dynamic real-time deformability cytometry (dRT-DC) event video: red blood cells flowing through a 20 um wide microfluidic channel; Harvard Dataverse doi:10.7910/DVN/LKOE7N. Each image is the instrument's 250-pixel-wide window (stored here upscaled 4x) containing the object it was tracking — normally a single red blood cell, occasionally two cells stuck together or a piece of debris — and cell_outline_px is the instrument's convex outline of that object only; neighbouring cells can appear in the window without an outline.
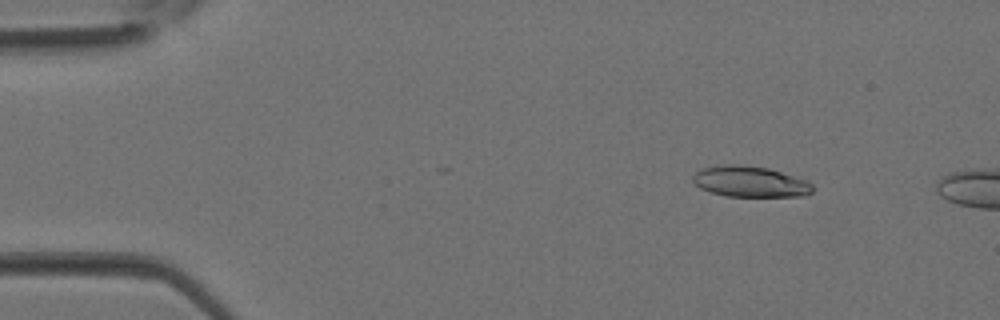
{"species": "Egyptian fruit bat (a non-hibernating species)", "species_latin": "Rousettus aegyptiacus", "temperature_condition": "room temperature", "stored_images_in_passage": 7, "camera_frame_rate_fps": 3000, "um_per_image_px": 0.085, "animal": {"sex": "female"}, "frame": {"image": 1, "passage_image": 4, "time_ms": 1.0, "image_size_px": [1000, 320], "cell_outline_px": [[816, 188], [808, 196], [724, 196], [700, 188], [692, 180], [692, 176], [696, 172], [704, 168], [728, 164], [740, 164], [768, 168], [808, 180]], "centroid_in_image_um": [63.82, 15.44], "position_along_channel_um": 21.2, "area_um2": 21.62}}